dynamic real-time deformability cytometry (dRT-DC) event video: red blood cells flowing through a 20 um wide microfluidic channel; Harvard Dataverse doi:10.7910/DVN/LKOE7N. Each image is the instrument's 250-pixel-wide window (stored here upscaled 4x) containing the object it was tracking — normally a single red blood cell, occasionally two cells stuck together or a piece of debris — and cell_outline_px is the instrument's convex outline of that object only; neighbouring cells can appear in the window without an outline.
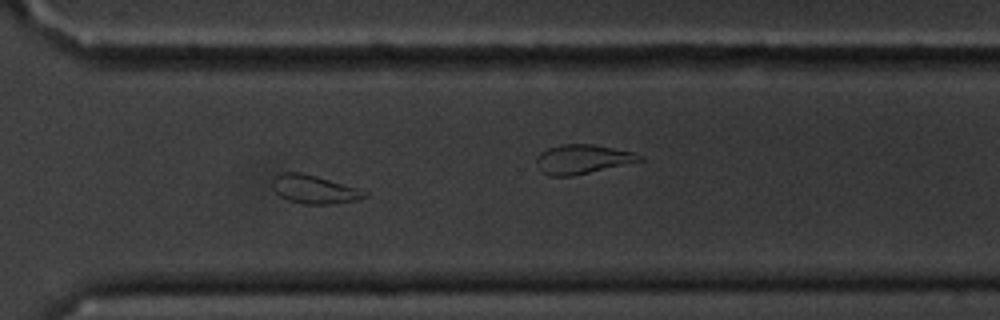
{"species": "common noctule bat (a hibernating species)", "species_latin": "Nyctalus noctula", "temperature_condition": "cold", "stored_images_in_passage": 61, "camera_frame_rate_fps": 3000, "um_per_image_px": 0.085, "animal": {"sex": "male", "body_mass_g": 20.1, "forearm_length_mm": 53.5}, "frame": {"image": 1, "passage_image": 44, "time_ms": 14.333, "image_size_px": [1000, 320], "cell_outline_px": [[368, 196], [356, 200], [332, 204], [304, 204], [288, 200], [280, 196], [272, 188], [272, 180], [276, 176], [284, 172], [300, 172], [316, 176], [356, 188], [368, 192]], "centroid_in_image_um": [26.69, 16.1], "position_along_channel_um": 343.9, "area_um2": 15.09}, "authors_computed_cell_mechanics": {"area_um2": 15.7794, "velocity_mm_per_s": 3.2999, "shape_relaxation_time_tau1_ms": 4.5027, "shape_relaxation_time_tau2_ms": 5.4441, "deformation_change_tau1": 0.1094, "deformation_change_tau2": 0.106}}